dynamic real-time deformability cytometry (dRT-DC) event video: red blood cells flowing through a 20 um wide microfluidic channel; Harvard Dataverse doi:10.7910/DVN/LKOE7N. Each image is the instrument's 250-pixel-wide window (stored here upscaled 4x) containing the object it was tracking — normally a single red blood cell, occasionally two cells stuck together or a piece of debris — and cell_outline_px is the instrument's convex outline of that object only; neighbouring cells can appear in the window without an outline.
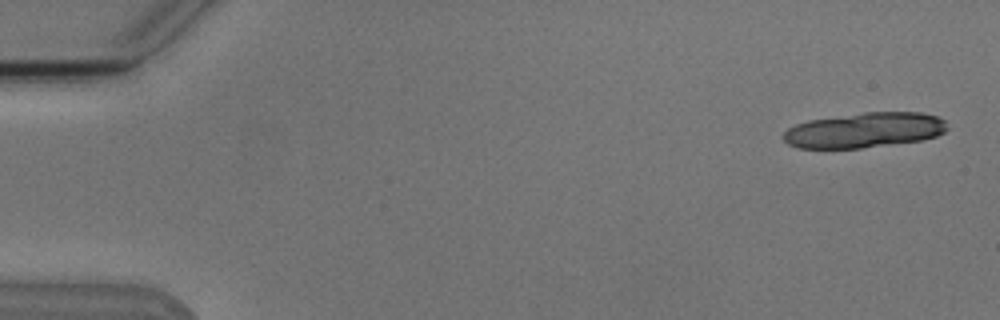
{"species": "Egyptian fruit bat (a non-hibernating species)", "species_latin": "Rousettus aegyptiacus", "temperature_condition": "cold", "stored_images_in_passage": 6, "camera_frame_rate_fps": 3000, "um_per_image_px": 0.085, "animal": {"sex": "male"}, "frame": {"image": 1, "passage_image": 1, "time_ms": 0.0, "image_size_px": [1000, 320], "cell_outline_px": [[948, 128], [944, 132], [936, 136], [920, 140], [860, 148], [796, 148], [788, 144], [784, 140], [784, 132], [788, 128], [796, 124], [808, 120], [864, 112], [920, 112], [936, 116], [944, 120]], "centroid_in_image_um": [73.46, 11.06], "position_along_channel_um": 11.5, "area_um2": 33.41}}